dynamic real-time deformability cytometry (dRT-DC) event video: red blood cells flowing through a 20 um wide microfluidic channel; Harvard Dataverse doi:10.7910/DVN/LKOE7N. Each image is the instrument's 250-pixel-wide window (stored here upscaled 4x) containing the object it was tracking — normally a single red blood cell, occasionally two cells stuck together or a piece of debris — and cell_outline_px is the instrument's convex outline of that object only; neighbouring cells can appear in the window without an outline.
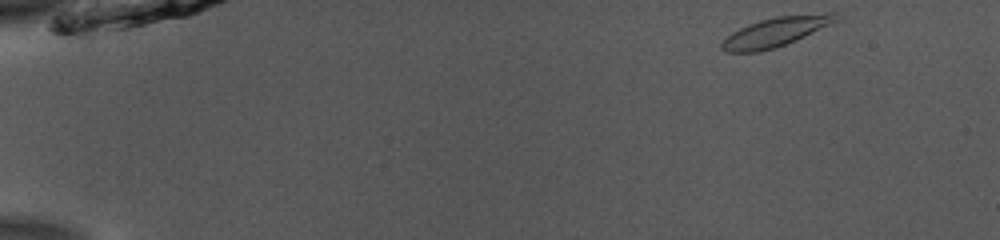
{"species": "common noctule bat (a hibernating species)", "species_latin": "Nyctalus noctula", "temperature_condition": "room temperature", "stored_images_in_passage": 48, "camera_frame_rate_fps": 3000, "um_per_image_px": 0.085, "animal": {"sex": "male", "body_mass_g": 13.0, "forearm_length_mm": 53.1}, "frame": {"image": 1, "passage_image": 1, "time_ms": 0.0, "image_size_px": [1000, 240], "cell_outline_px": [[836, 20], [796, 40], [772, 48], [756, 52], [724, 52], [720, 48], [720, 44], [732, 32], [748, 24], [760, 20], [776, 16], [828, 12], [836, 12]], "centroid_in_image_um": [65.87, 2.7], "position_along_channel_um": 19.1, "area_um2": 19.07}}
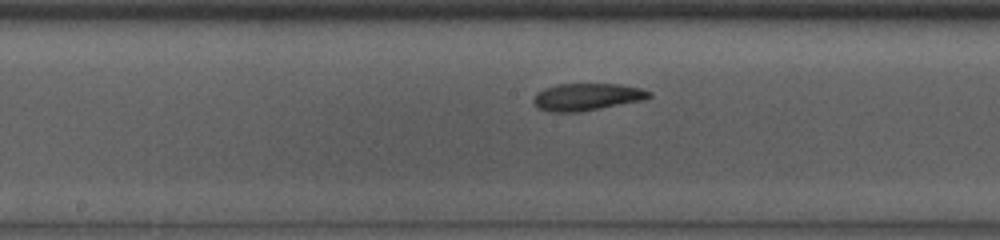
{"frame": {"image": 2, "passage_image": 24, "time_ms": 7.667, "image_size_px": [1000, 240], "cell_outline_px": [[652, 96], [644, 100], [580, 112], [548, 112], [536, 108], [532, 100], [536, 92], [544, 88], [560, 84], [620, 84], [640, 88], [652, 92]], "centroid_in_image_um": [49.86, 8.24], "position_along_channel_um": 198.3, "area_um2": 18.55}}
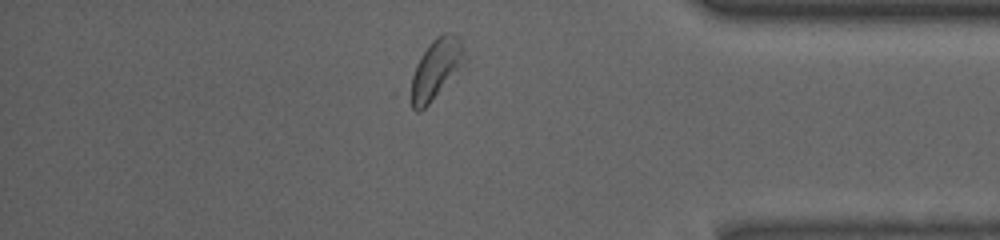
{"frame": {"image": 3, "passage_image": 41, "time_ms": 13.333, "image_size_px": [1000, 240], "cell_outline_px": [[468, 60], [428, 104], [420, 112], [416, 112], [412, 108], [404, 92], [416, 64], [420, 56], [432, 40], [440, 32], [452, 32], [460, 36]], "centroid_in_image_um": [36.99, 5.88], "position_along_channel_um": 398.2, "area_um2": 19.88}, "authors_computed_cell_mechanics": {"area_um2": 18.7561, "velocity_mm_per_s": 3.8573, "shape_relaxation_time_tau1_ms": 4.9341, "shape_relaxation_time_tau2_ms": 7.6533, "deformation_change_tau1": 0.157, "deformation_change_tau2": 0.1375}}